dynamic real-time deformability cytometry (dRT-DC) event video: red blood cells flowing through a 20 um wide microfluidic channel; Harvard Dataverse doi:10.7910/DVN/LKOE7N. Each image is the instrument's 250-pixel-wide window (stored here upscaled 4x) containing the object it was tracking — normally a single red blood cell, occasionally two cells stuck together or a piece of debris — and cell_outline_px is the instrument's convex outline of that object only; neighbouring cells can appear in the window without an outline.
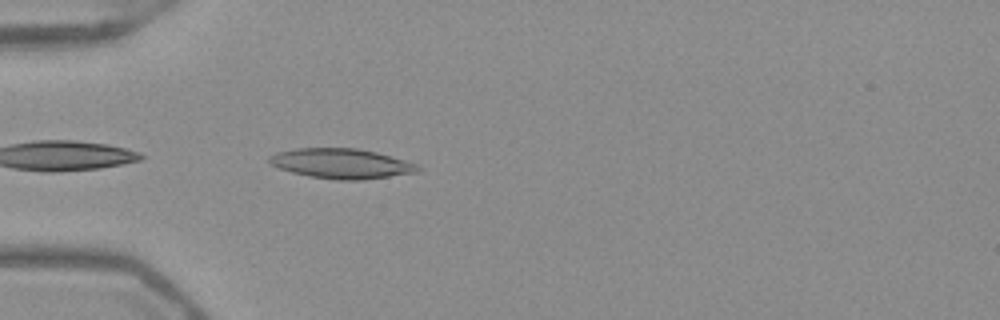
{"species": "Egyptian fruit bat (a non-hibernating species)", "species_latin": "Rousettus aegyptiacus", "temperature_condition": "warm", "stored_images_in_passage": 38, "camera_frame_rate_fps": 3000, "um_per_image_px": 0.085, "frame": {"image": 1, "passage_image": 2, "time_ms": 0.333, "image_size_px": [1000, 320], "cell_outline_px": [[420, 172], [364, 180], [336, 180], [308, 176], [292, 172], [280, 168], [272, 164], [268, 160], [268, 156], [276, 152], [296, 148], [356, 148], [376, 152], [404, 160], [416, 164], [420, 168]], "centroid_in_image_um": [29.02, 13.91], "position_along_channel_um": 56.0, "area_um2": 25.95}}
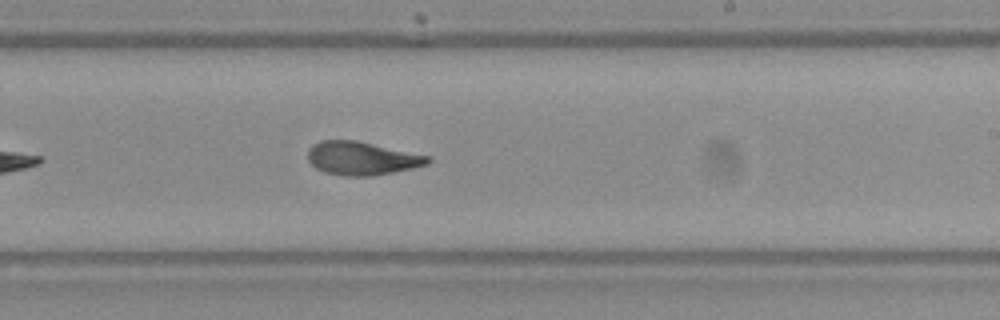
{"frame": {"image": 2, "passage_image": 18, "time_ms": 5.667, "image_size_px": [1000, 320], "cell_outline_px": [[432, 160], [428, 164], [412, 168], [372, 176], [344, 176], [324, 172], [316, 168], [308, 160], [308, 148], [312, 144], [320, 140], [356, 140], [432, 156]], "centroid_in_image_um": [30.76, 13.45], "position_along_channel_um": 258.2, "area_um2": 23.52}}
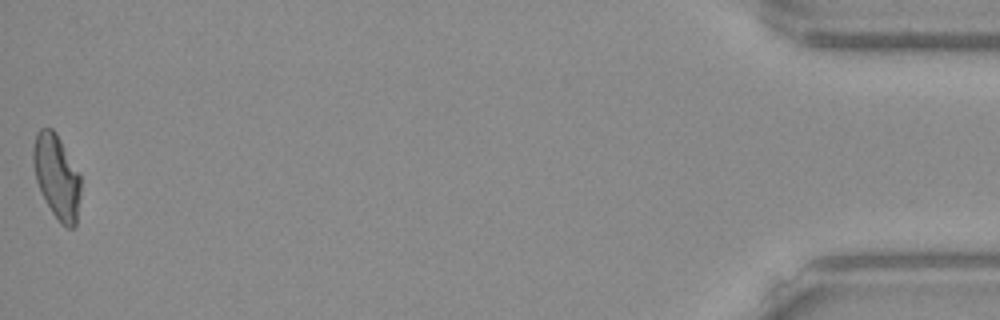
{"frame": {"image": 3, "passage_image": 38, "time_ms": 12.333, "image_size_px": [1000, 320], "cell_outline_px": [[80, 196], [76, 224], [72, 228], [68, 228], [60, 224], [52, 212], [40, 192], [36, 180], [32, 160], [32, 148], [36, 132], [40, 128], [52, 128], [56, 132], [80, 176]], "centroid_in_image_um": [4.8, 15.01], "position_along_channel_um": 430.4, "area_um2": 23.29}, "authors_computed_cell_mechanics": {"area_um2": 23.6113, "velocity_mm_per_s": 3.9376, "shape_relaxation_time_tau1_ms": 5.8851, "shape_relaxation_time_tau2_ms": 1.5886, "deformation_change_tau1": 0.1659, "deformation_change_tau2": 0.0857}}